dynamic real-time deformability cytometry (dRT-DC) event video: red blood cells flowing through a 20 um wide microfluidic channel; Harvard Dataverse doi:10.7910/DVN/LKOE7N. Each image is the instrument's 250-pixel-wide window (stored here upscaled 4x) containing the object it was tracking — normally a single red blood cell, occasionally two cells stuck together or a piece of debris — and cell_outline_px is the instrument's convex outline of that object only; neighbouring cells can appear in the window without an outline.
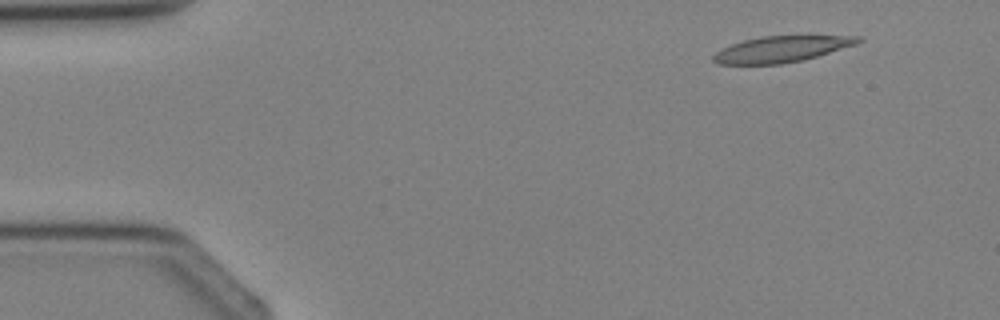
{"species": "Egyptian fruit bat (a non-hibernating species)", "species_latin": "Rousettus aegyptiacus", "temperature_condition": "cold", "stored_images_in_passage": 3, "segment_of_instrument_passage": [1, 2], "camera_frame_rate_fps": 3000, "um_per_image_px": 0.085, "animal": {"sex": "female"}, "frame": {"image": 1, "passage_image": 1, "time_ms": 0.0, "image_size_px": [1000, 320], "cell_outline_px": [[864, 40], [856, 44], [816, 56], [800, 60], [780, 64], [720, 64], [712, 60], [712, 56], [720, 48], [744, 40], [760, 36], [860, 36]], "centroid_in_image_um": [66.38, 4.17], "position_along_channel_um": 18.6, "area_um2": 21.73}}